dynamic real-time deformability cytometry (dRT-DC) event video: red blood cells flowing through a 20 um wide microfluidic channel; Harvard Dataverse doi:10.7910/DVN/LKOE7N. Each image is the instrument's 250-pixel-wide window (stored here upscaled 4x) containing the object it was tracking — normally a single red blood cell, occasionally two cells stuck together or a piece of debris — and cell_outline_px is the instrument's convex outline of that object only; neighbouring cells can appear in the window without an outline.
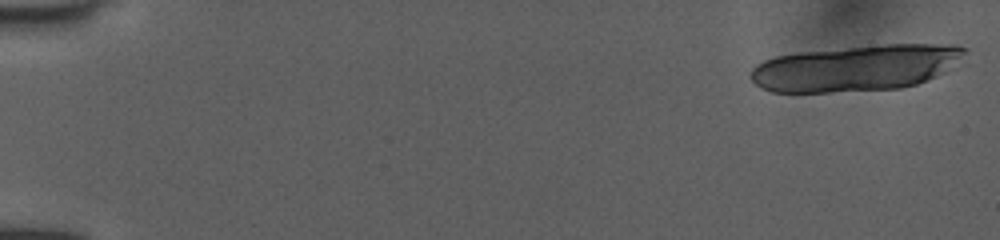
{"species": "human", "species_latin": "Homo sapiens", "temperature_condition": "room temperature", "stored_images_in_passage": 19, "camera_frame_rate_fps": 3000, "um_per_image_px": 0.085, "donor": {"sex": "female"}, "frame": {"image": 1, "passage_image": 1, "time_ms": 0.0, "image_size_px": [1000, 240], "cell_outline_px": [[968, 52], [956, 68], [916, 84], [900, 88], [828, 92], [772, 92], [760, 88], [748, 76], [752, 68], [756, 64], [764, 60], [776, 56], [800, 52], [884, 44], [956, 44], [968, 48]], "centroid_in_image_um": [72.82, 5.77], "position_along_channel_um": 12.2, "area_um2": 58.09}}